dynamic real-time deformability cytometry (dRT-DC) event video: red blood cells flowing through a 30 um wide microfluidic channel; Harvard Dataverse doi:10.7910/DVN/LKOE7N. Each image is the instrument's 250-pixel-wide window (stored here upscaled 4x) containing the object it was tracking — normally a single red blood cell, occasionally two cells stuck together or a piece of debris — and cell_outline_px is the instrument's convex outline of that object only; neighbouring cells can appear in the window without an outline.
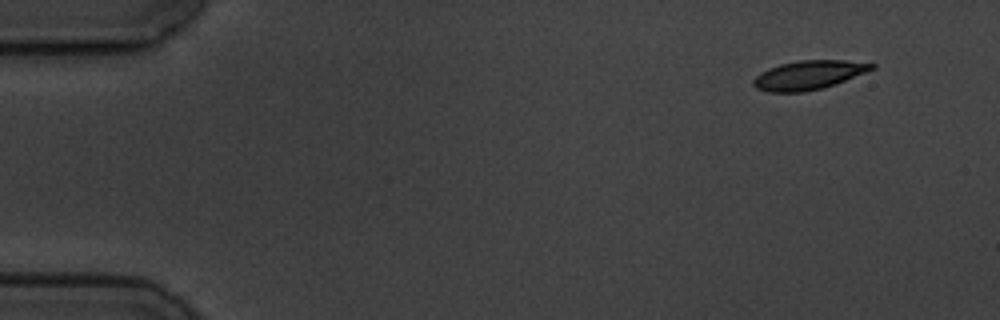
{"species": "common noctule bat (a hibernating species)", "species_latin": "Nyctalus noctula", "temperature_condition": "cold", "stored_images_in_passage": 4, "camera_frame_rate_fps": 3000, "um_per_image_px": 0.085, "animal": {"sex": "male", "body_mass_g": 19.5, "forearm_length_mm": 54.6}, "frame": {"image": 1, "passage_image": 1, "time_ms": 0.0, "image_size_px": [1000, 320], "cell_outline_px": [[876, 68], [824, 88], [804, 92], [768, 92], [756, 88], [752, 84], [752, 80], [760, 72], [768, 68], [780, 64], [800, 60], [844, 60], [876, 64]], "centroid_in_image_um": [68.7, 6.38], "position_along_channel_um": 16.3, "area_um2": 20.0}}
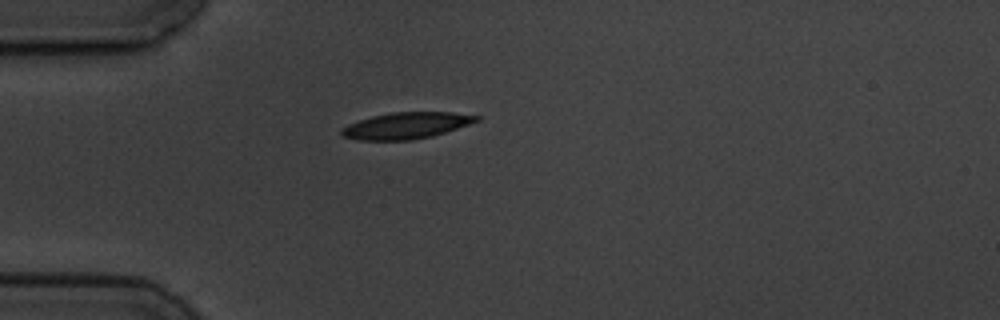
{"frame": {"image": 2, "passage_image": 4, "time_ms": 3.667, "image_size_px": [1000, 320], "cell_outline_px": [[480, 120], [432, 136], [412, 140], [360, 140], [340, 136], [340, 132], [348, 124], [372, 116], [392, 112], [452, 112], [480, 116]], "centroid_in_image_um": [34.51, 10.67], "position_along_channel_um": 50.5, "area_um2": 20.58}}